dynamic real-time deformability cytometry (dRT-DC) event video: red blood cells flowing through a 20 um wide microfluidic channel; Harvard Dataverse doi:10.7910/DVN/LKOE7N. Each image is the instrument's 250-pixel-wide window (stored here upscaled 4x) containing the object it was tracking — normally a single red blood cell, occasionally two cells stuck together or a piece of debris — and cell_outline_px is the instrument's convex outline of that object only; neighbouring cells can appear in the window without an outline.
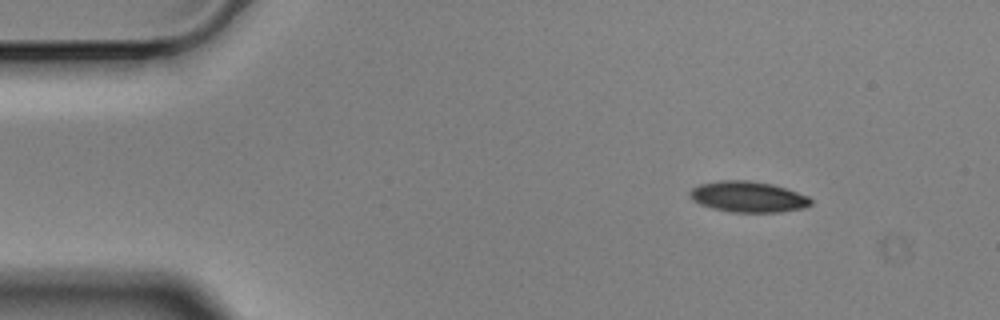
{"species": "Egyptian fruit bat (a non-hibernating species)", "species_latin": "Rousettus aegyptiacus", "temperature_condition": "cold", "stored_images_in_passage": 9, "camera_frame_rate_fps": 3000, "um_per_image_px": 0.085, "animal": {"sex": "male"}, "frame": {"image": 1, "passage_image": 1, "time_ms": 0.0, "image_size_px": [1000, 320], "cell_outline_px": [[812, 204], [804, 208], [780, 212], [732, 212], [712, 208], [700, 204], [692, 200], [688, 192], [692, 188], [700, 184], [720, 180], [748, 180], [772, 184], [808, 196], [812, 200]], "centroid_in_image_um": [63.57, 16.73], "position_along_channel_um": 21.4, "area_um2": 21.73}}
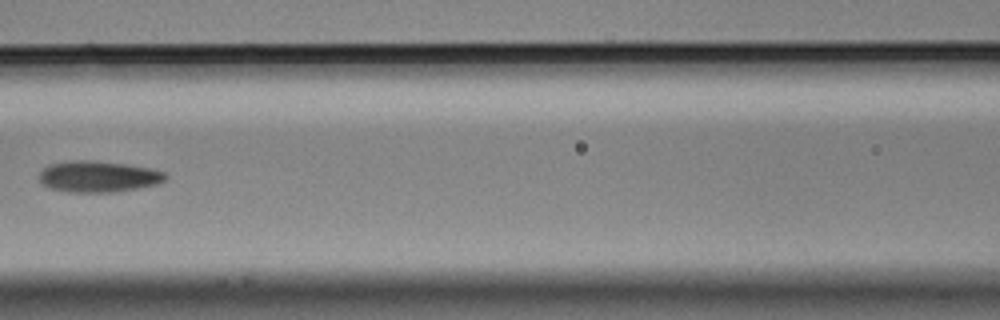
{"frame": {"image": 2, "passage_image": 6, "time_ms": 1.667, "image_size_px": [1000, 320], "cell_outline_px": [[168, 180], [156, 184], [140, 188], [112, 192], [68, 192], [48, 188], [40, 184], [40, 172], [48, 164], [72, 160], [96, 160], [152, 168], [164, 172], [168, 176]], "centroid_in_image_um": [8.36, 15.0], "position_along_channel_um": 158.2, "area_um2": 23.29}}
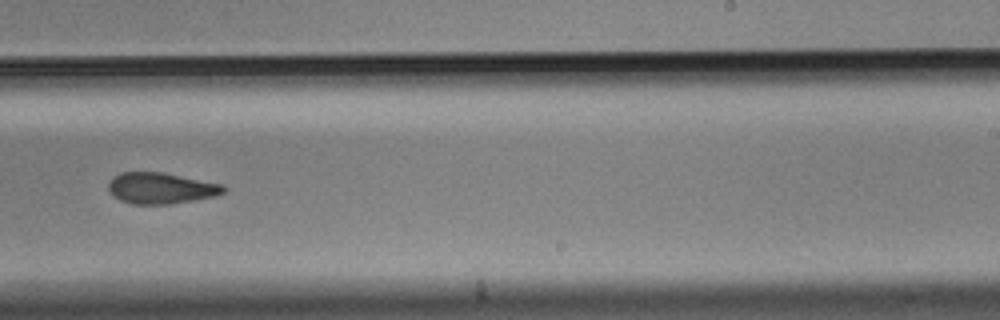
{"frame": {"image": 3, "passage_image": 9, "time_ms": 2.667, "image_size_px": [1000, 320], "cell_outline_px": [[228, 188], [224, 192], [216, 196], [168, 204], [132, 204], [120, 200], [112, 196], [108, 188], [108, 180], [112, 176], [120, 172], [160, 172], [224, 184]], "centroid_in_image_um": [13.65, 15.99], "position_along_channel_um": 275.3, "area_um2": 21.04}}